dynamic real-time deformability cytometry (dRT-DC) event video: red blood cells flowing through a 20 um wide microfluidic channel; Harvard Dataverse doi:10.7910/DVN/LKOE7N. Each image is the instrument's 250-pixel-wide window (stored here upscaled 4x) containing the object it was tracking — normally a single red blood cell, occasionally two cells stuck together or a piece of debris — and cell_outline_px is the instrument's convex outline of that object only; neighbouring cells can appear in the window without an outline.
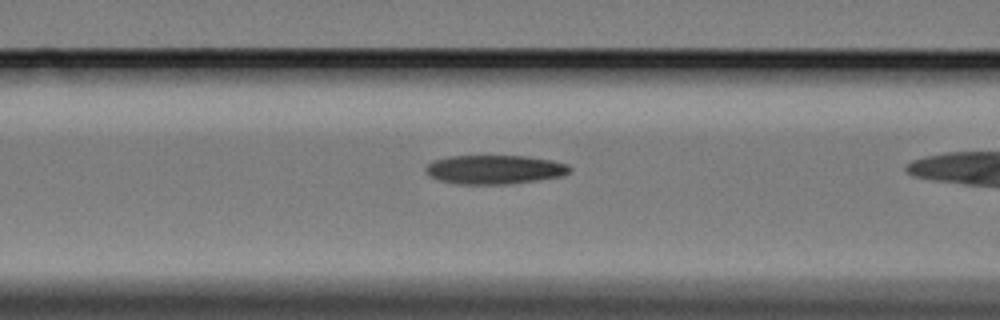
{"species": "Egyptian fruit bat (a non-hibernating species)", "species_latin": "Rousettus aegyptiacus", "temperature_condition": "cold", "stored_images_in_passage": 40, "camera_frame_rate_fps": 3000, "um_per_image_px": 0.085, "animal": {"sex": "female"}, "frame": {"image": 1, "passage_image": 17, "time_ms": 5.333, "image_size_px": [1000, 320], "cell_outline_px": [[572, 168], [564, 176], [540, 180], [508, 184], [456, 184], [440, 180], [428, 176], [424, 168], [432, 160], [448, 156], [528, 156], [552, 160], [568, 164]], "centroid_in_image_um": [42.04, 14.41], "position_along_channel_um": 124.6, "area_um2": 24.62}}
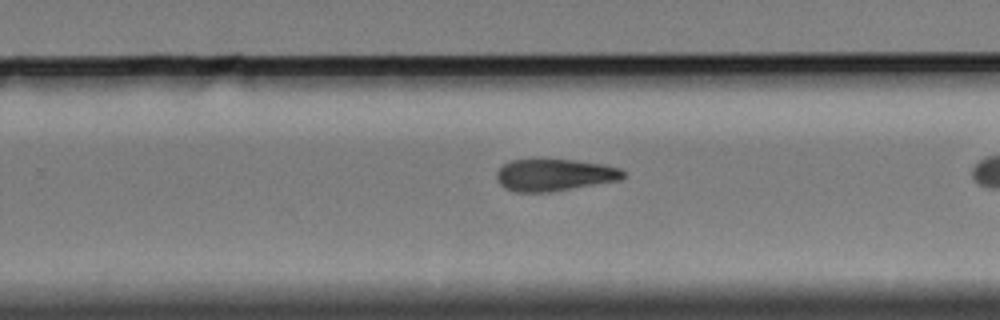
{"frame": {"image": 2, "passage_image": 31, "time_ms": 10.0, "image_size_px": [1000, 320], "cell_outline_px": [[624, 176], [620, 180], [548, 192], [516, 192], [504, 188], [496, 180], [496, 172], [504, 164], [512, 160], [572, 160], [604, 164], [620, 168], [624, 172]], "centroid_in_image_um": [47.11, 14.88], "position_along_channel_um": 282.7, "area_um2": 23.41}}
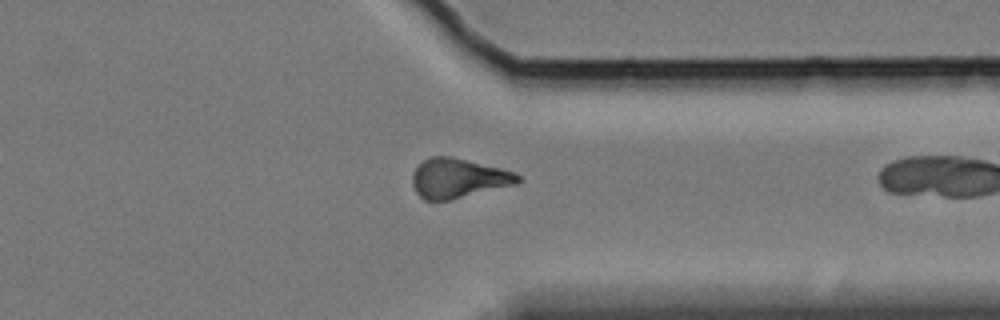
{"frame": {"image": 3, "passage_image": 39, "time_ms": 12.667, "image_size_px": [1000, 320], "cell_outline_px": [[520, 180], [516, 184], [448, 200], [424, 200], [416, 192], [412, 184], [412, 172], [424, 160], [432, 156], [452, 156], [516, 172], [520, 176]], "centroid_in_image_um": [38.94, 15.14], "position_along_channel_um": 372.5, "area_um2": 24.1}}